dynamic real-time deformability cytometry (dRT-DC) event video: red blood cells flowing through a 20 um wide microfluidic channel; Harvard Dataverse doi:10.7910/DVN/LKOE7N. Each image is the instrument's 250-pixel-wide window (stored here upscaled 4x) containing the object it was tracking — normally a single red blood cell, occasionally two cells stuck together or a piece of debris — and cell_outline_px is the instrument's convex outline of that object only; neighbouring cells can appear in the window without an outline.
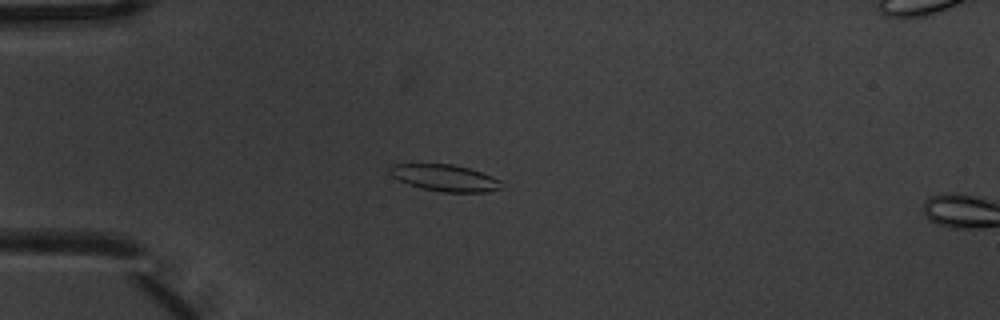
{"species": "common noctule bat (a hibernating species)", "species_latin": "Nyctalus noctula", "temperature_condition": "warm", "stored_images_in_passage": 4, "camera_frame_rate_fps": 3000, "um_per_image_px": 0.085, "animal": {"sex": "male", "body_mass_g": 20.1, "forearm_length_mm": 53.5}, "frame": {"image": 1, "passage_image": 3, "time_ms": 0.667, "image_size_px": [1000, 320], "cell_outline_px": [[504, 188], [488, 192], [440, 192], [420, 188], [408, 184], [392, 176], [388, 172], [388, 168], [392, 164], [452, 164], [468, 168], [492, 176], [500, 180]], "centroid_in_image_um": [37.82, 15.13], "position_along_channel_um": 47.2, "area_um2": 17.46}}